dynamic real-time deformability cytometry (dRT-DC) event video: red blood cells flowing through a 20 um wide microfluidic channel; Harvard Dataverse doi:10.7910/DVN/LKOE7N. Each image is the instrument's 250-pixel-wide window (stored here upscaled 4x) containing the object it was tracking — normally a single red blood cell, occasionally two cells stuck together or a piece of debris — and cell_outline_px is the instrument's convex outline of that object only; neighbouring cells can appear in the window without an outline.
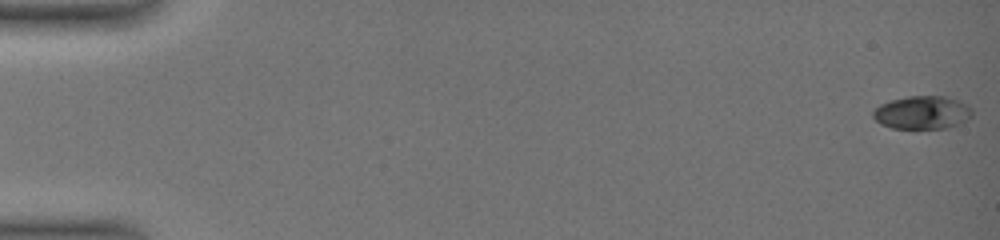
{"species": "common noctule bat (a hibernating species)", "species_latin": "Nyctalus noctula", "temperature_condition": "warm", "stored_images_in_passage": 50, "camera_frame_rate_fps": 3000, "um_per_image_px": 0.085, "animal": {"sex": "female", "body_mass_g": 19.0, "forearm_length_mm": 51.5}, "frame": {"image": 1, "passage_image": 1, "time_ms": 0.0, "image_size_px": [1000, 240], "cell_outline_px": [[972, 116], [948, 128], [892, 128], [880, 124], [872, 116], [872, 112], [880, 104], [892, 100], [908, 96], [944, 96], [956, 100], [972, 108]], "centroid_in_image_um": [78.35, 9.56], "position_along_channel_um": 6.6, "area_um2": 18.9}}
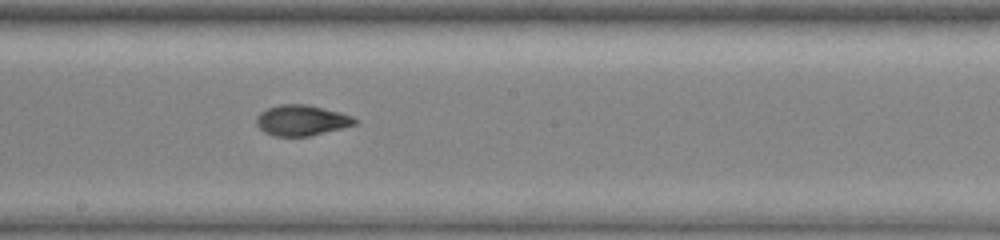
{"frame": {"image": 2, "passage_image": 31, "time_ms": 10.0, "image_size_px": [1000, 240], "cell_outline_px": [[360, 120], [356, 124], [308, 136], [272, 136], [264, 132], [256, 124], [256, 116], [260, 112], [268, 108], [280, 104], [308, 104], [340, 112], [352, 116]], "centroid_in_image_um": [25.62, 10.22], "position_along_channel_um": 222.6, "area_um2": 17.57}}
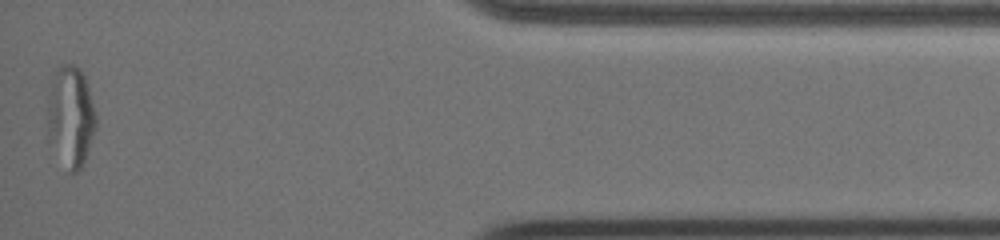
{"frame": {"image": 3, "passage_image": 50, "time_ms": 16.333, "image_size_px": [1000, 240], "cell_outline_px": [[96, 128], [84, 160], [80, 168], [76, 172], [68, 172], [48, 140], [48, 100], [56, 68], [60, 64], [72, 64], [80, 68], [84, 76], [96, 112]], "centroid_in_image_um": [6.01, 9.9], "position_along_channel_um": 429.2, "area_um2": 28.26}, "authors_computed_cell_mechanics": {"area_um2": 18.0914, "velocity_mm_per_s": 3.9516, "shape_relaxation_time_tau1_ms": null, "shape_relaxation_time_tau2_ms": 1.0419, "deformation_change_tau1": null, "deformation_change_tau2": 0.0503}}